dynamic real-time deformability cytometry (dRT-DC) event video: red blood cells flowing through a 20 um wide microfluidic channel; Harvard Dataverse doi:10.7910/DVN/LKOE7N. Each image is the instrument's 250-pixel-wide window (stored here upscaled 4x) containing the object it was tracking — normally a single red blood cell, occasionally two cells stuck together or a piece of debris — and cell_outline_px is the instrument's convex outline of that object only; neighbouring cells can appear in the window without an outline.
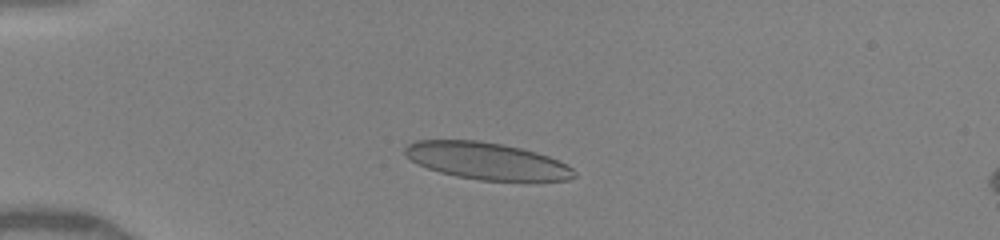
{"species": "human", "species_latin": "Homo sapiens", "temperature_condition": "warm", "stored_images_in_passage": 19, "camera_frame_rate_fps": 3000, "um_per_image_px": 0.085, "donor": {"sex": "female"}, "frame": {"image": 1, "passage_image": 14, "time_ms": 2.667, "image_size_px": [1000, 240], "cell_outline_px": [[576, 176], [568, 180], [480, 180], [456, 176], [440, 172], [428, 168], [404, 156], [404, 148], [408, 144], [416, 140], [480, 140], [504, 144], [536, 152], [548, 156], [572, 168], [576, 172]], "centroid_in_image_um": [41.34, 13.66], "position_along_channel_um": 43.7, "area_um2": 36.18}}